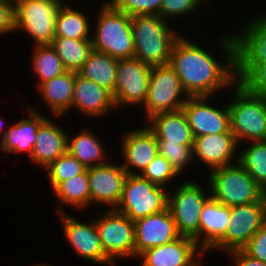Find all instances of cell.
<instances>
[{"label":"cell","instance_id":"6da1fadb","mask_svg":"<svg viewBox=\"0 0 266 266\" xmlns=\"http://www.w3.org/2000/svg\"><path fill=\"white\" fill-rule=\"evenodd\" d=\"M226 63H219L197 44L180 36L174 43L169 65L180 79L188 96H211L221 88L235 85L236 43L234 35L221 39ZM225 64V65H224Z\"/></svg>","mask_w":266,"mask_h":266},{"label":"cell","instance_id":"7a4b0ae2","mask_svg":"<svg viewBox=\"0 0 266 266\" xmlns=\"http://www.w3.org/2000/svg\"><path fill=\"white\" fill-rule=\"evenodd\" d=\"M134 58L149 66L169 64L172 47L180 37L159 15L131 17ZM174 31V32H173Z\"/></svg>","mask_w":266,"mask_h":266},{"label":"cell","instance_id":"3957f363","mask_svg":"<svg viewBox=\"0 0 266 266\" xmlns=\"http://www.w3.org/2000/svg\"><path fill=\"white\" fill-rule=\"evenodd\" d=\"M98 15L95 33L91 37L93 50L118 60L133 58L131 17L117 10L109 1L100 8Z\"/></svg>","mask_w":266,"mask_h":266},{"label":"cell","instance_id":"277c9868","mask_svg":"<svg viewBox=\"0 0 266 266\" xmlns=\"http://www.w3.org/2000/svg\"><path fill=\"white\" fill-rule=\"evenodd\" d=\"M209 173L211 198L228 207L258 202L266 192L236 161Z\"/></svg>","mask_w":266,"mask_h":266},{"label":"cell","instance_id":"5b68a950","mask_svg":"<svg viewBox=\"0 0 266 266\" xmlns=\"http://www.w3.org/2000/svg\"><path fill=\"white\" fill-rule=\"evenodd\" d=\"M233 102L228 104L230 131L238 144L241 140H266V98L248 92L235 83Z\"/></svg>","mask_w":266,"mask_h":266},{"label":"cell","instance_id":"8992f818","mask_svg":"<svg viewBox=\"0 0 266 266\" xmlns=\"http://www.w3.org/2000/svg\"><path fill=\"white\" fill-rule=\"evenodd\" d=\"M167 188L156 185L140 174L127 175L117 207L118 213L132 221L160 213L167 209Z\"/></svg>","mask_w":266,"mask_h":266},{"label":"cell","instance_id":"52a82bcc","mask_svg":"<svg viewBox=\"0 0 266 266\" xmlns=\"http://www.w3.org/2000/svg\"><path fill=\"white\" fill-rule=\"evenodd\" d=\"M63 2L62 0H17L16 31L25 30L34 39L35 45L51 44L55 37L56 16Z\"/></svg>","mask_w":266,"mask_h":266},{"label":"cell","instance_id":"ba28073f","mask_svg":"<svg viewBox=\"0 0 266 266\" xmlns=\"http://www.w3.org/2000/svg\"><path fill=\"white\" fill-rule=\"evenodd\" d=\"M182 95L185 99L180 97ZM188 97L169 64L151 67L149 88L143 104L147 118L160 112L181 110Z\"/></svg>","mask_w":266,"mask_h":266},{"label":"cell","instance_id":"9c48e42d","mask_svg":"<svg viewBox=\"0 0 266 266\" xmlns=\"http://www.w3.org/2000/svg\"><path fill=\"white\" fill-rule=\"evenodd\" d=\"M176 190L172 197L168 193L167 208L173 216L178 233L193 238L198 245L200 213L210 196L194 181H187Z\"/></svg>","mask_w":266,"mask_h":266},{"label":"cell","instance_id":"30bf717a","mask_svg":"<svg viewBox=\"0 0 266 266\" xmlns=\"http://www.w3.org/2000/svg\"><path fill=\"white\" fill-rule=\"evenodd\" d=\"M225 236L213 247L227 252L242 249L266 222V194L255 203L230 207Z\"/></svg>","mask_w":266,"mask_h":266},{"label":"cell","instance_id":"8fae6325","mask_svg":"<svg viewBox=\"0 0 266 266\" xmlns=\"http://www.w3.org/2000/svg\"><path fill=\"white\" fill-rule=\"evenodd\" d=\"M94 222L104 253L113 263L116 262V257H135L134 221L114 209H109Z\"/></svg>","mask_w":266,"mask_h":266},{"label":"cell","instance_id":"7c38bea8","mask_svg":"<svg viewBox=\"0 0 266 266\" xmlns=\"http://www.w3.org/2000/svg\"><path fill=\"white\" fill-rule=\"evenodd\" d=\"M151 66L137 58L118 60L114 88V104L142 105L147 97Z\"/></svg>","mask_w":266,"mask_h":266},{"label":"cell","instance_id":"4fadbf2b","mask_svg":"<svg viewBox=\"0 0 266 266\" xmlns=\"http://www.w3.org/2000/svg\"><path fill=\"white\" fill-rule=\"evenodd\" d=\"M56 209L63 223L64 234L78 255L94 263L116 265L104 253L94 220L84 224L72 215L68 216L61 208Z\"/></svg>","mask_w":266,"mask_h":266},{"label":"cell","instance_id":"5bb4252c","mask_svg":"<svg viewBox=\"0 0 266 266\" xmlns=\"http://www.w3.org/2000/svg\"><path fill=\"white\" fill-rule=\"evenodd\" d=\"M209 96H189L182 107L194 137L230 131L228 105L222 109L207 104Z\"/></svg>","mask_w":266,"mask_h":266},{"label":"cell","instance_id":"9a60e30c","mask_svg":"<svg viewBox=\"0 0 266 266\" xmlns=\"http://www.w3.org/2000/svg\"><path fill=\"white\" fill-rule=\"evenodd\" d=\"M135 257L149 248L173 242L181 235L169 209L134 221Z\"/></svg>","mask_w":266,"mask_h":266},{"label":"cell","instance_id":"2e32d148","mask_svg":"<svg viewBox=\"0 0 266 266\" xmlns=\"http://www.w3.org/2000/svg\"><path fill=\"white\" fill-rule=\"evenodd\" d=\"M195 254H204L193 238L180 236L173 242L149 248L138 257L141 266H201Z\"/></svg>","mask_w":266,"mask_h":266},{"label":"cell","instance_id":"e0dca14e","mask_svg":"<svg viewBox=\"0 0 266 266\" xmlns=\"http://www.w3.org/2000/svg\"><path fill=\"white\" fill-rule=\"evenodd\" d=\"M124 168L106 163L88 168L90 204L98 202L115 209L120 201L123 185L127 177Z\"/></svg>","mask_w":266,"mask_h":266},{"label":"cell","instance_id":"ac0fdd59","mask_svg":"<svg viewBox=\"0 0 266 266\" xmlns=\"http://www.w3.org/2000/svg\"><path fill=\"white\" fill-rule=\"evenodd\" d=\"M121 149L125 163L122 167L127 174H137L131 168L143 170L158 153V143L154 132L148 127L128 132L122 140ZM131 169V170H130Z\"/></svg>","mask_w":266,"mask_h":266},{"label":"cell","instance_id":"d6986e66","mask_svg":"<svg viewBox=\"0 0 266 266\" xmlns=\"http://www.w3.org/2000/svg\"><path fill=\"white\" fill-rule=\"evenodd\" d=\"M238 142L232 132L194 137L193 156L212 171L230 165Z\"/></svg>","mask_w":266,"mask_h":266},{"label":"cell","instance_id":"ffe728a7","mask_svg":"<svg viewBox=\"0 0 266 266\" xmlns=\"http://www.w3.org/2000/svg\"><path fill=\"white\" fill-rule=\"evenodd\" d=\"M72 107L92 117H99L116 108L110 92L79 73H75Z\"/></svg>","mask_w":266,"mask_h":266},{"label":"cell","instance_id":"44dd1931","mask_svg":"<svg viewBox=\"0 0 266 266\" xmlns=\"http://www.w3.org/2000/svg\"><path fill=\"white\" fill-rule=\"evenodd\" d=\"M55 122L45 119L39 126L30 155L31 161L45 169L67 152V135Z\"/></svg>","mask_w":266,"mask_h":266},{"label":"cell","instance_id":"7402d4cb","mask_svg":"<svg viewBox=\"0 0 266 266\" xmlns=\"http://www.w3.org/2000/svg\"><path fill=\"white\" fill-rule=\"evenodd\" d=\"M230 213V207L211 197L205 202L199 225V247L203 252L212 249L225 236Z\"/></svg>","mask_w":266,"mask_h":266},{"label":"cell","instance_id":"603a6c76","mask_svg":"<svg viewBox=\"0 0 266 266\" xmlns=\"http://www.w3.org/2000/svg\"><path fill=\"white\" fill-rule=\"evenodd\" d=\"M247 24L246 32L233 34L236 63H266V14Z\"/></svg>","mask_w":266,"mask_h":266},{"label":"cell","instance_id":"cb8c5ba5","mask_svg":"<svg viewBox=\"0 0 266 266\" xmlns=\"http://www.w3.org/2000/svg\"><path fill=\"white\" fill-rule=\"evenodd\" d=\"M148 119L151 122L148 127L154 132L157 140L193 146L194 135L182 109L173 112H160Z\"/></svg>","mask_w":266,"mask_h":266},{"label":"cell","instance_id":"d4e9b609","mask_svg":"<svg viewBox=\"0 0 266 266\" xmlns=\"http://www.w3.org/2000/svg\"><path fill=\"white\" fill-rule=\"evenodd\" d=\"M29 117L13 124V126L3 134L1 149L6 153H20L26 151L28 157L32 154V149L36 141V134L40 124L46 119L37 110L27 108Z\"/></svg>","mask_w":266,"mask_h":266},{"label":"cell","instance_id":"484cf974","mask_svg":"<svg viewBox=\"0 0 266 266\" xmlns=\"http://www.w3.org/2000/svg\"><path fill=\"white\" fill-rule=\"evenodd\" d=\"M75 72L66 71L38 85L41 96L55 116H62L72 108Z\"/></svg>","mask_w":266,"mask_h":266},{"label":"cell","instance_id":"4316f807","mask_svg":"<svg viewBox=\"0 0 266 266\" xmlns=\"http://www.w3.org/2000/svg\"><path fill=\"white\" fill-rule=\"evenodd\" d=\"M117 65L118 59L106 53L92 50L78 73L114 96Z\"/></svg>","mask_w":266,"mask_h":266},{"label":"cell","instance_id":"83f0119b","mask_svg":"<svg viewBox=\"0 0 266 266\" xmlns=\"http://www.w3.org/2000/svg\"><path fill=\"white\" fill-rule=\"evenodd\" d=\"M97 137L90 131L84 130L77 136L67 137V152L74 156L86 168L106 164L105 150Z\"/></svg>","mask_w":266,"mask_h":266},{"label":"cell","instance_id":"f1b7e54d","mask_svg":"<svg viewBox=\"0 0 266 266\" xmlns=\"http://www.w3.org/2000/svg\"><path fill=\"white\" fill-rule=\"evenodd\" d=\"M60 57L66 71L78 73L93 50L91 39L54 37L50 44Z\"/></svg>","mask_w":266,"mask_h":266},{"label":"cell","instance_id":"f546056e","mask_svg":"<svg viewBox=\"0 0 266 266\" xmlns=\"http://www.w3.org/2000/svg\"><path fill=\"white\" fill-rule=\"evenodd\" d=\"M63 3L56 16L55 37L70 39H91L90 23L85 14Z\"/></svg>","mask_w":266,"mask_h":266},{"label":"cell","instance_id":"4dcf8cb0","mask_svg":"<svg viewBox=\"0 0 266 266\" xmlns=\"http://www.w3.org/2000/svg\"><path fill=\"white\" fill-rule=\"evenodd\" d=\"M53 191L61 204L85 208L87 204H90L88 168L81 174L60 182Z\"/></svg>","mask_w":266,"mask_h":266},{"label":"cell","instance_id":"1f68e13d","mask_svg":"<svg viewBox=\"0 0 266 266\" xmlns=\"http://www.w3.org/2000/svg\"><path fill=\"white\" fill-rule=\"evenodd\" d=\"M33 50L32 69L39 78L38 84L50 80L66 72L60 57L50 44L35 45Z\"/></svg>","mask_w":266,"mask_h":266},{"label":"cell","instance_id":"d6a6232c","mask_svg":"<svg viewBox=\"0 0 266 266\" xmlns=\"http://www.w3.org/2000/svg\"><path fill=\"white\" fill-rule=\"evenodd\" d=\"M236 160L266 192V140L252 141Z\"/></svg>","mask_w":266,"mask_h":266},{"label":"cell","instance_id":"836d02e7","mask_svg":"<svg viewBox=\"0 0 266 266\" xmlns=\"http://www.w3.org/2000/svg\"><path fill=\"white\" fill-rule=\"evenodd\" d=\"M236 75L248 92L266 98V63H236Z\"/></svg>","mask_w":266,"mask_h":266},{"label":"cell","instance_id":"e575fe53","mask_svg":"<svg viewBox=\"0 0 266 266\" xmlns=\"http://www.w3.org/2000/svg\"><path fill=\"white\" fill-rule=\"evenodd\" d=\"M47 169V176L50 180L52 190L62 181H66L75 175L81 174L86 167L74 156L66 152L52 162Z\"/></svg>","mask_w":266,"mask_h":266},{"label":"cell","instance_id":"d590c367","mask_svg":"<svg viewBox=\"0 0 266 266\" xmlns=\"http://www.w3.org/2000/svg\"><path fill=\"white\" fill-rule=\"evenodd\" d=\"M158 153L165 157L175 170L180 174L186 164L191 162L193 157V146H186L179 143H167V140H157Z\"/></svg>","mask_w":266,"mask_h":266},{"label":"cell","instance_id":"8d00e7d4","mask_svg":"<svg viewBox=\"0 0 266 266\" xmlns=\"http://www.w3.org/2000/svg\"><path fill=\"white\" fill-rule=\"evenodd\" d=\"M178 174L171 163L159 153H157L143 172L140 173L142 177L162 187H165V183L167 184V182Z\"/></svg>","mask_w":266,"mask_h":266},{"label":"cell","instance_id":"74e56055","mask_svg":"<svg viewBox=\"0 0 266 266\" xmlns=\"http://www.w3.org/2000/svg\"><path fill=\"white\" fill-rule=\"evenodd\" d=\"M117 10L129 15H159L163 0H108Z\"/></svg>","mask_w":266,"mask_h":266},{"label":"cell","instance_id":"f35d334b","mask_svg":"<svg viewBox=\"0 0 266 266\" xmlns=\"http://www.w3.org/2000/svg\"><path fill=\"white\" fill-rule=\"evenodd\" d=\"M201 0H163L159 16L163 19L189 15L199 7Z\"/></svg>","mask_w":266,"mask_h":266},{"label":"cell","instance_id":"ab89813d","mask_svg":"<svg viewBox=\"0 0 266 266\" xmlns=\"http://www.w3.org/2000/svg\"><path fill=\"white\" fill-rule=\"evenodd\" d=\"M242 250L266 264V222L246 243Z\"/></svg>","mask_w":266,"mask_h":266},{"label":"cell","instance_id":"60d3db41","mask_svg":"<svg viewBox=\"0 0 266 266\" xmlns=\"http://www.w3.org/2000/svg\"><path fill=\"white\" fill-rule=\"evenodd\" d=\"M14 32L15 4L0 2V34Z\"/></svg>","mask_w":266,"mask_h":266},{"label":"cell","instance_id":"b9f144b4","mask_svg":"<svg viewBox=\"0 0 266 266\" xmlns=\"http://www.w3.org/2000/svg\"><path fill=\"white\" fill-rule=\"evenodd\" d=\"M234 256L235 266H266L259 259L247 255L242 249L229 252Z\"/></svg>","mask_w":266,"mask_h":266},{"label":"cell","instance_id":"7bdbcfd3","mask_svg":"<svg viewBox=\"0 0 266 266\" xmlns=\"http://www.w3.org/2000/svg\"><path fill=\"white\" fill-rule=\"evenodd\" d=\"M17 0H0V2H6V3H11L15 4Z\"/></svg>","mask_w":266,"mask_h":266},{"label":"cell","instance_id":"ee69618b","mask_svg":"<svg viewBox=\"0 0 266 266\" xmlns=\"http://www.w3.org/2000/svg\"><path fill=\"white\" fill-rule=\"evenodd\" d=\"M2 126H3V122H2V119L0 118V132H1ZM0 142L2 141L0 140Z\"/></svg>","mask_w":266,"mask_h":266},{"label":"cell","instance_id":"f6af8a7d","mask_svg":"<svg viewBox=\"0 0 266 266\" xmlns=\"http://www.w3.org/2000/svg\"><path fill=\"white\" fill-rule=\"evenodd\" d=\"M37 266H50V265L43 264V265H37Z\"/></svg>","mask_w":266,"mask_h":266}]
</instances>
